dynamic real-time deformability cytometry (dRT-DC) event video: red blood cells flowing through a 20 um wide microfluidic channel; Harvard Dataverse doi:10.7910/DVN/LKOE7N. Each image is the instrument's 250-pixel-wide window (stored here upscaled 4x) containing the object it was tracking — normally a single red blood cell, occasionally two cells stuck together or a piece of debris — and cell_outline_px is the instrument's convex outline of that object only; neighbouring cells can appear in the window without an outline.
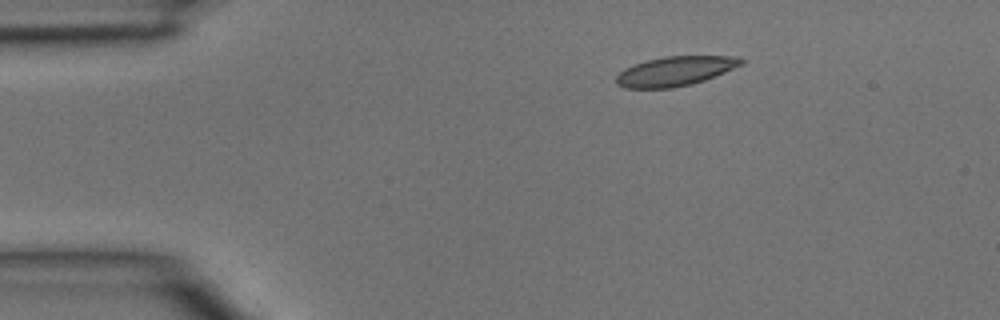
{"species": "common noctule bat (a hibernating species)", "species_latin": "Nyctalus noctula", "temperature_condition": "room temperature", "stored_images_in_passage": 4, "segment_of_instrument_passage": [1, 2], "camera_frame_rate_fps": 3000, "um_per_image_px": 0.085, "animal": {"sex": "male", "body_mass_g": 15.6}, "frame": {"image": 1, "passage_image": 2, "time_ms": 0.333, "image_size_px": [1000, 320], "cell_outline_px": [[744, 64], [704, 80], [692, 84], [672, 88], [624, 88], [616, 84], [616, 76], [624, 68], [632, 64], [664, 56], [740, 56], [744, 60]], "centroid_in_image_um": [57.38, 6.04], "position_along_channel_um": 27.6, "area_um2": 21.56}}